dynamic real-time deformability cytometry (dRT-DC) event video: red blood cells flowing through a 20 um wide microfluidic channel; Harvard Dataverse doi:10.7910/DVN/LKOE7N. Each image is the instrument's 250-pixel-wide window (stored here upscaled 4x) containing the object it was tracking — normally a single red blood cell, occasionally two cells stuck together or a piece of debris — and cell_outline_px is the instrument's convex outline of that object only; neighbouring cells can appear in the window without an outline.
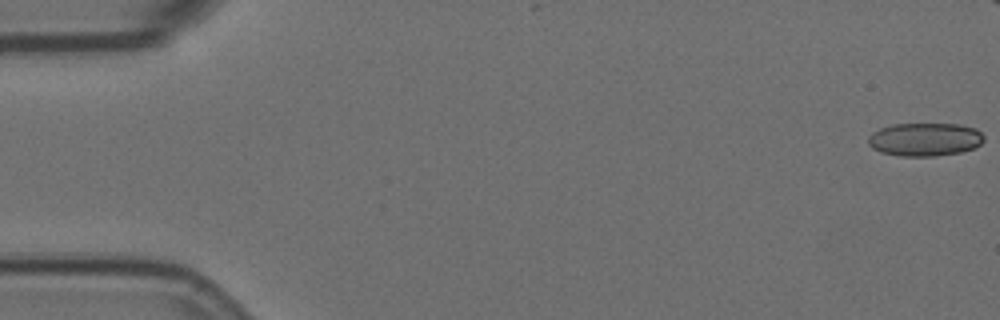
{"species": "Egyptian fruit bat (a non-hibernating species)", "species_latin": "Rousettus aegyptiacus", "temperature_condition": "room temperature", "stored_images_in_passage": 8, "segment_of_instrument_passage": [1, 2], "camera_frame_rate_fps": 3000, "um_per_image_px": 0.085, "animal": {"sex": "female"}, "frame": {"image": 1, "passage_image": 1, "time_ms": 0.0, "image_size_px": [1000, 320], "cell_outline_px": [[984, 140], [980, 144], [972, 148], [960, 152], [936, 156], [900, 156], [880, 152], [872, 148], [868, 144], [868, 136], [872, 132], [880, 128], [892, 124], [960, 124], [976, 128], [984, 136]], "centroid_in_image_um": [78.59, 11.84], "position_along_channel_um": 6.4, "area_um2": 22.54}}
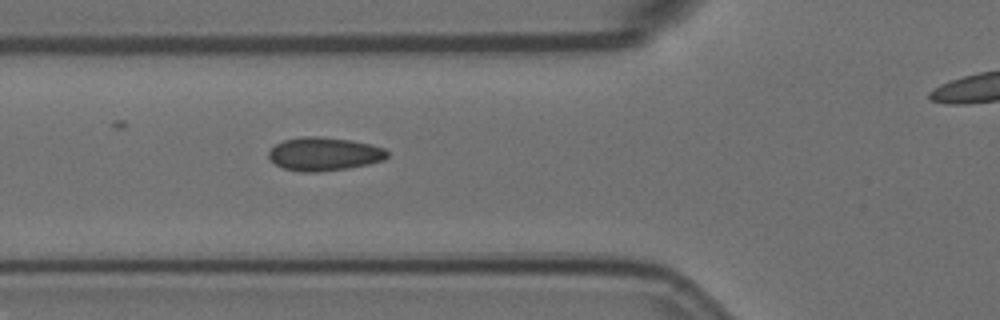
{"frame": {"image": 2, "passage_image": 7, "time_ms": 2.0, "image_size_px": [1000, 320], "cell_outline_px": [[388, 156], [384, 160], [368, 164], [348, 168], [316, 172], [300, 172], [284, 168], [276, 164], [268, 156], [268, 152], [276, 144], [284, 140], [300, 136], [316, 136], [352, 140], [372, 144], [384, 148], [388, 152]], "centroid_in_image_um": [27.57, 13.08], "position_along_channel_um": 98.2, "area_um2": 23.12}}